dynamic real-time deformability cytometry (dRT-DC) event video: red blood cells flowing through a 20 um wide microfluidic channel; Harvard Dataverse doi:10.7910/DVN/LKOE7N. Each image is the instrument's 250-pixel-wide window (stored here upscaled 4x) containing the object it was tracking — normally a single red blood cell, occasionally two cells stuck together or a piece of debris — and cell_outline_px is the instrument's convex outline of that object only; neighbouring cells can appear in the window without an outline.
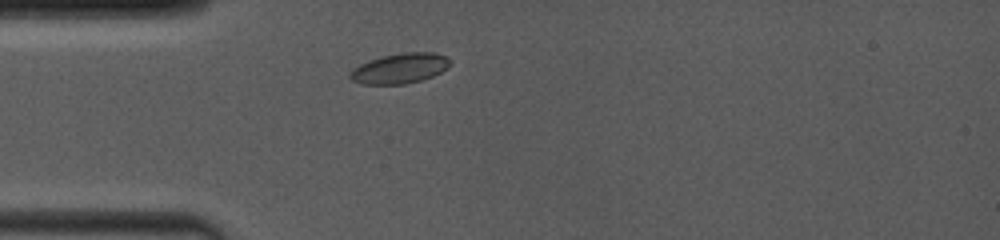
{"species": "common noctule bat (a hibernating species)", "species_latin": "Nyctalus noctula", "temperature_condition": "room temperature", "stored_images_in_passage": 21, "camera_frame_rate_fps": 4000, "um_per_image_px": 0.085, "animal": {"sex": "female", "body_mass_g": 19.0, "forearm_length_mm": 53.3}, "frame": {"image": 1, "passage_image": 1, "time_ms": 0.0, "image_size_px": [1000, 240], "cell_outline_px": [[452, 60], [448, 68], [432, 76], [420, 80], [404, 84], [360, 84], [352, 80], [348, 76], [352, 68], [368, 60], [384, 56], [404, 52], [432, 52], [444, 56]], "centroid_in_image_um": [33.97, 5.81], "position_along_channel_um": 51.0, "area_um2": 17.57}}
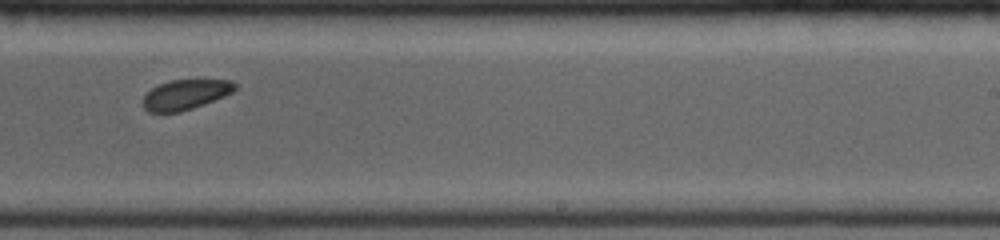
{"frame": {"image": 2, "passage_image": 13, "time_ms": 5.75, "image_size_px": [1000, 240], "cell_outline_px": [[236, 88], [232, 92], [224, 96], [204, 104], [180, 112], [148, 112], [144, 108], [144, 96], [152, 88], [160, 84], [172, 80], [232, 80], [236, 84]], "centroid_in_image_um": [15.78, 8.04], "position_along_channel_um": 273.2, "area_um2": 15.84}}
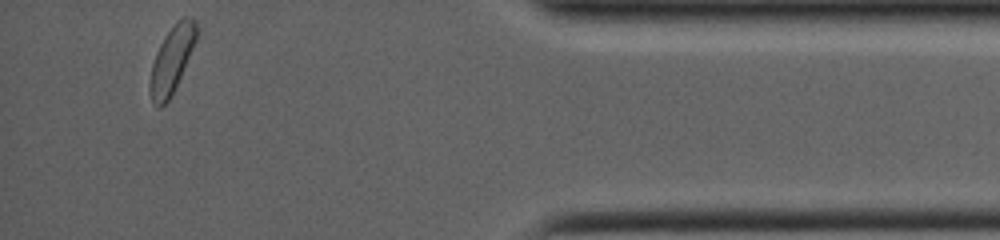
{"frame": {"image": 3, "passage_image": 21, "time_ms": 10.25, "image_size_px": [1000, 240], "cell_outline_px": [[196, 40], [180, 76], [168, 100], [160, 108], [156, 108], [152, 104], [148, 88], [148, 84], [152, 64], [156, 52], [164, 36], [176, 20], [184, 16], [192, 16], [196, 20]], "centroid_in_image_um": [14.56, 5.06], "position_along_channel_um": 420.6, "area_um2": 18.03}, "authors_computed_cell_mechanics": {"area_um2": 17.4556, "velocity_mm_per_s": 4.0511, "shape_relaxation_time_tau1_ms": 1.0258, "shape_relaxation_time_tau2_ms": 7.5181, "deformation_change_tau1": 0.0524, "deformation_change_tau2": 0.1015}}